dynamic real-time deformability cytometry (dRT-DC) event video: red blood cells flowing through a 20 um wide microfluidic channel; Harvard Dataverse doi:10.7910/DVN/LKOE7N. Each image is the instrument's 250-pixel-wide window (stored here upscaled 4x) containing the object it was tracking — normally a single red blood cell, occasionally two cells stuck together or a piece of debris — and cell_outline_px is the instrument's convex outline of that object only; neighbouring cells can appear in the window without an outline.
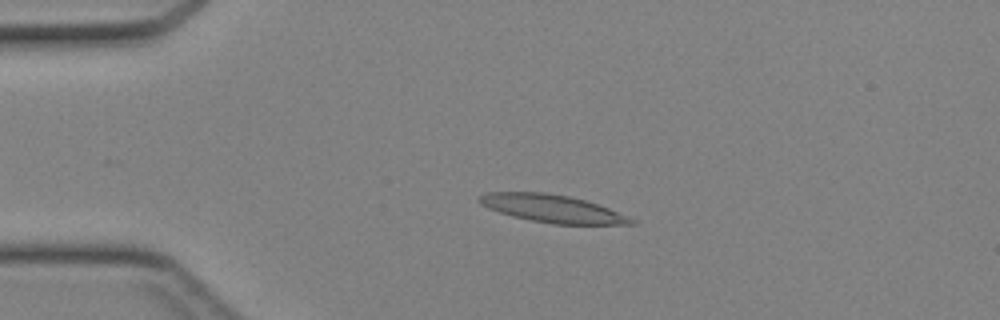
{"species": "Egyptian fruit bat (a non-hibernating species)", "species_latin": "Rousettus aegyptiacus", "temperature_condition": "cold", "stored_images_in_passage": 43, "camera_frame_rate_fps": 3000, "um_per_image_px": 0.085, "animal": {"sex": "female"}, "frame": {"image": 1, "passage_image": 9, "time_ms": 2.667, "image_size_px": [1000, 320], "cell_outline_px": [[636, 224], [552, 224], [512, 216], [488, 208], [480, 204], [476, 200], [476, 196], [484, 192], [544, 192], [568, 196], [584, 200], [608, 208], [628, 216], [636, 220]], "centroid_in_image_um": [46.88, 17.72], "position_along_channel_um": 38.1, "area_um2": 24.45}}
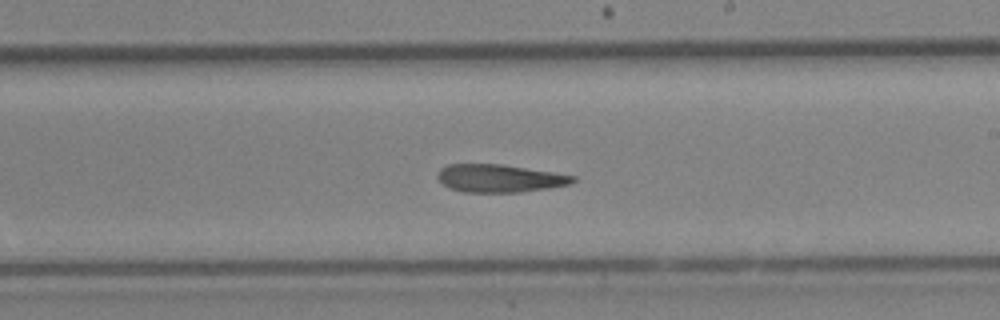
{"frame": {"image": 2, "passage_image": 25, "time_ms": 8.0, "image_size_px": [1000, 320], "cell_outline_px": [[576, 180], [572, 184], [548, 188], [520, 192], [464, 192], [448, 188], [436, 176], [440, 168], [448, 164], [500, 164], [556, 172], [576, 176]], "centroid_in_image_um": [42.48, 15.15], "position_along_channel_um": 246.5, "area_um2": 22.08}}
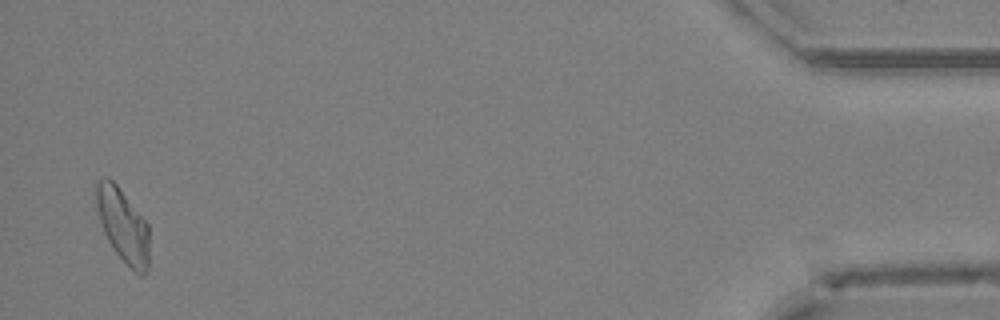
{"frame": {"image": 3, "passage_image": 42, "time_ms": 13.667, "image_size_px": [1000, 320], "cell_outline_px": [[148, 268], [144, 276], [140, 276], [112, 248], [104, 232], [100, 220], [96, 204], [96, 184], [104, 176], [108, 176], [116, 184], [148, 224]], "centroid_in_image_um": [10.45, 19.15], "position_along_channel_um": 424.8, "area_um2": 22.31}}